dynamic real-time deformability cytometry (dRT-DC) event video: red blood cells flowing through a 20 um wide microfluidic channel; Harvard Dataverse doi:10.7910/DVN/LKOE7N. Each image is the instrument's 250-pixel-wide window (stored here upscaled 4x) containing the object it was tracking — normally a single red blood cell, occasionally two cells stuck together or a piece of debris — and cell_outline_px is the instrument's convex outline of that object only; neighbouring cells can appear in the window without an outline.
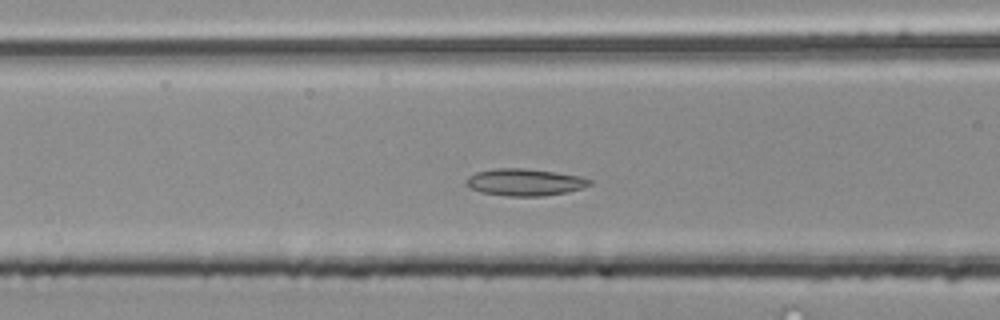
{"species": "common noctule bat (a hibernating species)", "species_latin": "Nyctalus noctula", "temperature_condition": "room temperature", "stored_images_in_passage": 45, "camera_frame_rate_fps": 3000, "um_per_image_px": 0.085, "animal": {"sex": "male", "body_mass_g": 20.4}, "frame": {"image": 1, "passage_image": 14, "time_ms": 4.333, "image_size_px": [1000, 320], "cell_outline_px": [[592, 184], [584, 188], [568, 192], [544, 196], [508, 196], [480, 192], [464, 184], [464, 180], [468, 176], [476, 172], [496, 168], [524, 168], [556, 172], [580, 176], [592, 180]], "centroid_in_image_um": [44.61, 15.49], "position_along_channel_um": 122.0, "area_um2": 19.65}}
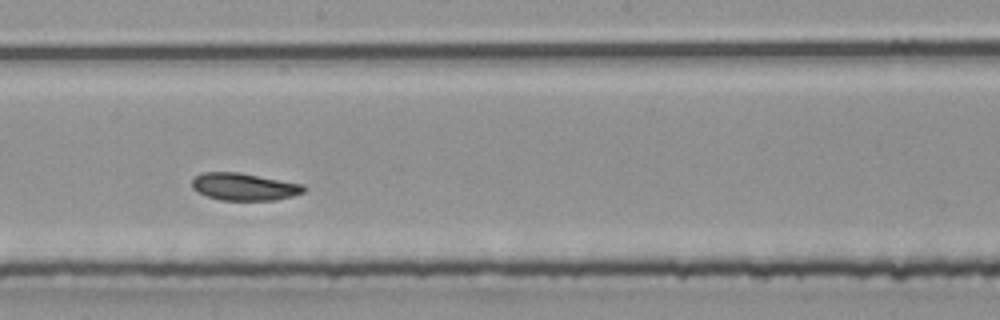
{"frame": {"image": 2, "passage_image": 22, "time_ms": 7.0, "image_size_px": [1000, 320], "cell_outline_px": [[304, 192], [292, 196], [276, 200], [220, 200], [196, 192], [192, 188], [192, 180], [200, 172], [240, 172], [304, 184]], "centroid_in_image_um": [20.73, 15.86], "position_along_channel_um": 227.5, "area_um2": 17.92}}
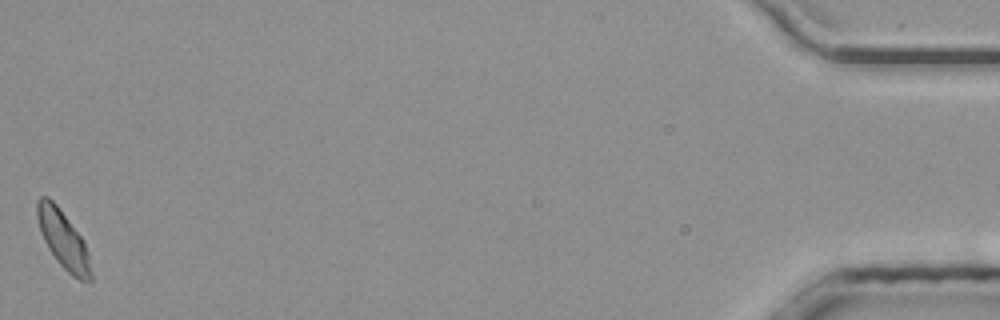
{"frame": {"image": 3, "passage_image": 45, "time_ms": 14.667, "image_size_px": [1000, 320], "cell_outline_px": [[92, 280], [88, 284], [72, 276], [56, 260], [48, 248], [40, 232], [36, 216], [36, 200], [40, 196], [48, 196], [56, 204], [80, 236], [88, 252], [92, 272]], "centroid_in_image_um": [5.36, 20.39], "position_along_channel_um": 429.8, "area_um2": 18.09}}